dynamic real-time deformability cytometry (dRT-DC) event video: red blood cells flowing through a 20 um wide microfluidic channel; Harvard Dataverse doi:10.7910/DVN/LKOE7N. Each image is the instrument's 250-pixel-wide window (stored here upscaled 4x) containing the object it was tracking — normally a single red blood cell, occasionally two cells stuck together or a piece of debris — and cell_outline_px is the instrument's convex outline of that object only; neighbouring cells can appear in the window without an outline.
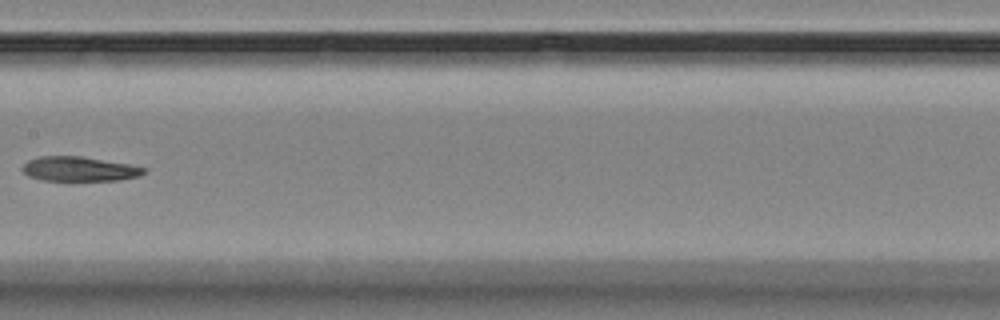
{"species": "Egyptian fruit bat (a non-hibernating species)", "species_latin": "Rousettus aegyptiacus", "temperature_condition": "room temperature", "stored_images_in_passage": 14, "camera_frame_rate_fps": 3000, "um_per_image_px": 0.085, "animal": {"sex": "female"}, "frame": {"image": 1, "passage_image": 7, "time_ms": 8.0, "image_size_px": [1000, 320], "cell_outline_px": [[148, 172], [140, 176], [120, 180], [72, 184], [40, 180], [28, 176], [24, 172], [24, 164], [28, 160], [40, 156], [80, 156], [128, 164], [148, 168]], "centroid_in_image_um": [6.77, 14.43], "position_along_channel_um": 200.6, "area_um2": 18.5}}
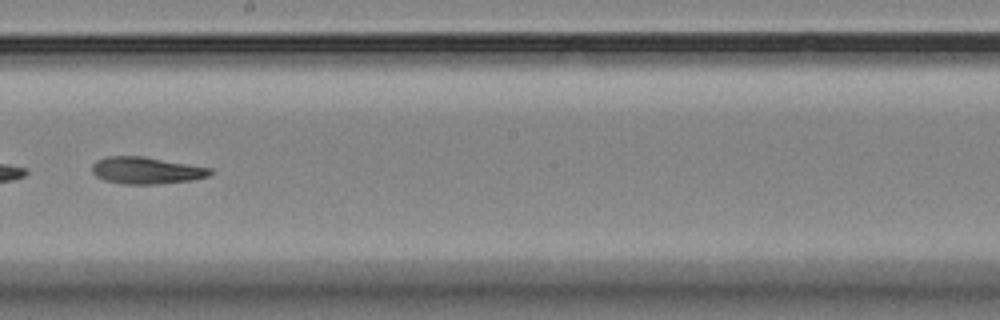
{"frame": {"image": 2, "passage_image": 8, "time_ms": 9.0, "image_size_px": [1000, 320], "cell_outline_px": [[212, 172], [208, 176], [192, 180], [156, 184], [124, 184], [104, 180], [96, 176], [92, 172], [92, 164], [96, 160], [108, 156], [144, 156], [212, 168]], "centroid_in_image_um": [12.42, 14.48], "position_along_channel_um": 235.8, "area_um2": 18.55}}
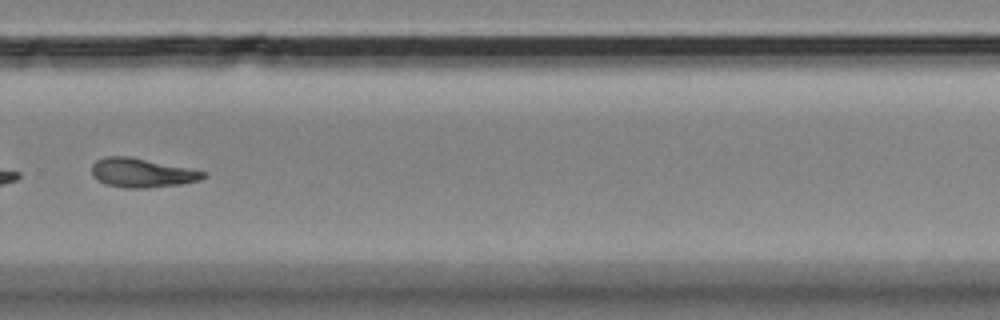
{"frame": {"image": 3, "passage_image": 10, "time_ms": 11.333, "image_size_px": [1000, 320], "cell_outline_px": [[208, 176], [200, 180], [180, 184], [148, 188], [124, 188], [104, 184], [92, 176], [92, 164], [96, 160], [104, 156], [128, 156], [208, 172]], "centroid_in_image_um": [12.05, 14.69], "position_along_channel_um": 317.8, "area_um2": 19.02}}